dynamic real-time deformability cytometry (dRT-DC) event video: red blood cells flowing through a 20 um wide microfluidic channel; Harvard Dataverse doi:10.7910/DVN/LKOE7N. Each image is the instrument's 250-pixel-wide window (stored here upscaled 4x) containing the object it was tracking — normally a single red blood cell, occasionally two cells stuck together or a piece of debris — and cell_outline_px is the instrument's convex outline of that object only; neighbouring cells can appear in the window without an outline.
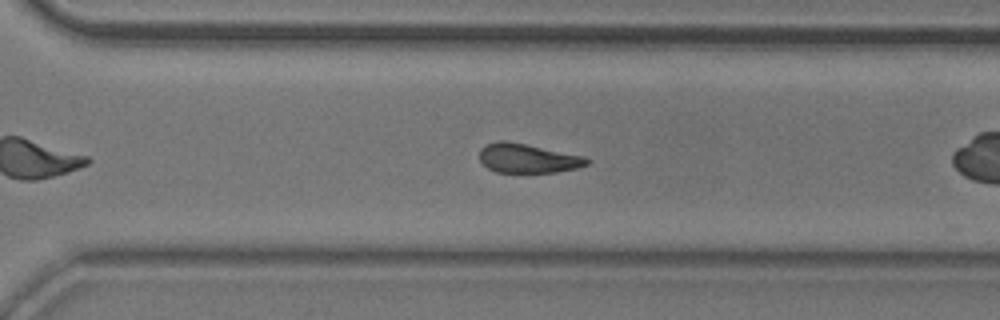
{"species": "common noctule bat (a hibernating species)", "species_latin": "Nyctalus noctula", "temperature_condition": "room temperature", "stored_images_in_passage": 42, "camera_frame_rate_fps": 3000, "um_per_image_px": 0.085, "animal": {"sex": "male", "body_mass_g": 20.5, "forearm_length_mm": 52.5}, "frame": {"image": 1, "passage_image": 24, "time_ms": 7.667, "image_size_px": [1000, 320], "cell_outline_px": [[592, 160], [588, 164], [576, 168], [556, 172], [496, 172], [488, 168], [480, 160], [480, 148], [484, 144], [500, 140], [504, 140], [584, 156]], "centroid_in_image_um": [44.84, 13.45], "position_along_channel_um": 325.8, "area_um2": 18.15}, "authors_computed_cell_mechanics": {"area_um2": 19.1029, "velocity_mm_per_s": 3.6663, "shape_relaxation_time_tau1_ms": 4.1377, "shape_relaxation_time_tau2_ms": 5.6854, "deformation_change_tau1": 0.1224, "deformation_change_tau2": 0.1461}}